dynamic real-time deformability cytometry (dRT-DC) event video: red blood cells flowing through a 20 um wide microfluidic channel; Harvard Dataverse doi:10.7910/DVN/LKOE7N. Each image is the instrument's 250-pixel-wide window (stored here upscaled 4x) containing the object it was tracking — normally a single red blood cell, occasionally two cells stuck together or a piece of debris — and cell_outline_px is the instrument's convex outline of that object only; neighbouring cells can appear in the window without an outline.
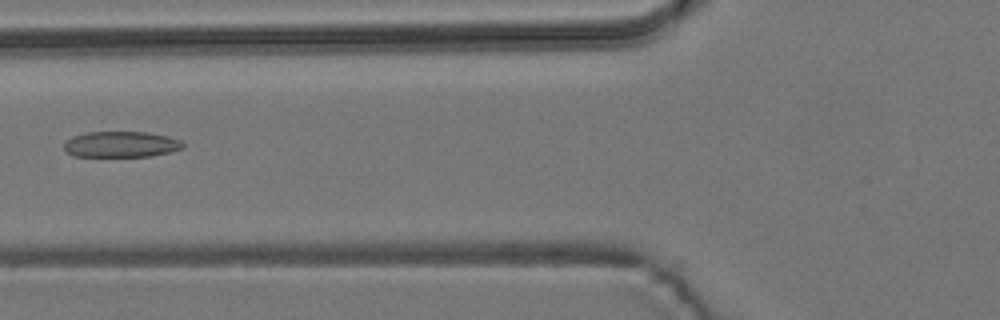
{"species": "common noctule bat (a hibernating species)", "species_latin": "Nyctalus noctula", "temperature_condition": "room temperature", "stored_images_in_passage": 5, "camera_frame_rate_fps": 3000, "um_per_image_px": 0.085, "animal": {"sex": "male", "body_mass_g": 19.2, "forearm_length_mm": 51.8}, "frame": {"image": 1, "passage_image": 5, "time_ms": 6.0, "image_size_px": [1000, 320], "cell_outline_px": [[184, 148], [152, 156], [72, 156], [64, 148], [64, 144], [72, 136], [88, 132], [148, 132], [168, 136], [180, 140], [184, 144]], "centroid_in_image_um": [10.31, 12.26], "position_along_channel_um": 115.5, "area_um2": 17.86}}